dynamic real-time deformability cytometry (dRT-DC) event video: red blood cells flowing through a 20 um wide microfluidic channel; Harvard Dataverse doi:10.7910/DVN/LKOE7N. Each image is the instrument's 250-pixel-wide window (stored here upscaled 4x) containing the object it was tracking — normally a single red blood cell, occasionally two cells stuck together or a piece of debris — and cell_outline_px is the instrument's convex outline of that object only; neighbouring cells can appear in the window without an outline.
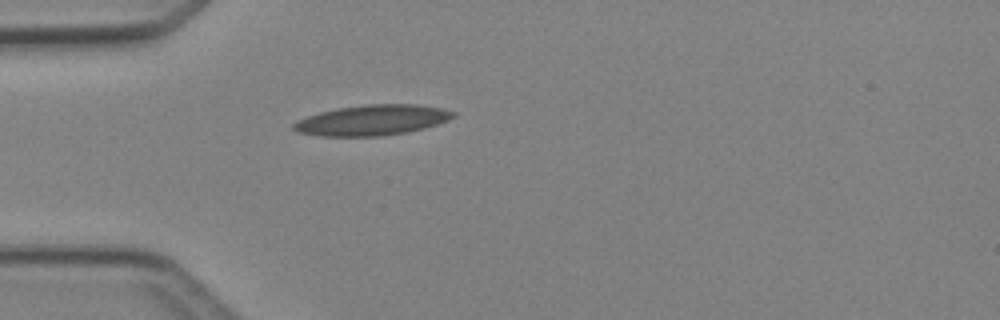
{"species": "Egyptian fruit bat (a non-hibernating species)", "species_latin": "Rousettus aegyptiacus", "temperature_condition": "cold", "stored_images_in_passage": 4, "camera_frame_rate_fps": 3000, "um_per_image_px": 0.085, "animal": {"sex": "female"}, "frame": {"image": 1, "passage_image": 4, "time_ms": 3.667, "image_size_px": [1000, 320], "cell_outline_px": [[456, 116], [448, 120], [424, 128], [404, 132], [380, 136], [320, 136], [296, 132], [292, 128], [292, 124], [296, 120], [320, 112], [336, 108], [364, 104], [416, 104], [440, 108], [456, 112]], "centroid_in_image_um": [31.6, 10.21], "position_along_channel_um": 53.4, "area_um2": 28.32}}